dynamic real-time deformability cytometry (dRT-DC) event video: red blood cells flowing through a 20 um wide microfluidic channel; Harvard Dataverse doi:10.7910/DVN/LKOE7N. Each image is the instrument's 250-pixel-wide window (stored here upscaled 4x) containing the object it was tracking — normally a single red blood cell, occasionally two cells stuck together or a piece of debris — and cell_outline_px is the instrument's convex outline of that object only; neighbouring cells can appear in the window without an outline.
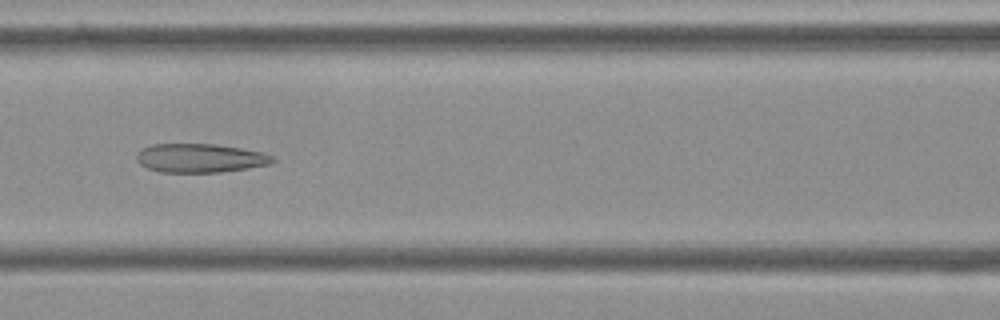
{"species": "Egyptian fruit bat (a non-hibernating species)", "species_latin": "Rousettus aegyptiacus", "temperature_condition": "cold", "stored_images_in_passage": 10, "camera_frame_rate_fps": 3000, "um_per_image_px": 0.085, "frame": {"image": 1, "passage_image": 7, "time_ms": 2.0, "image_size_px": [1000, 320], "cell_outline_px": [[276, 160], [268, 164], [248, 168], [220, 172], [160, 172], [148, 168], [140, 164], [136, 160], [136, 152], [140, 148], [152, 144], [216, 144], [240, 148], [260, 152], [272, 156]], "centroid_in_image_um": [16.94, 13.43], "position_along_channel_um": 149.7, "area_um2": 22.83}}
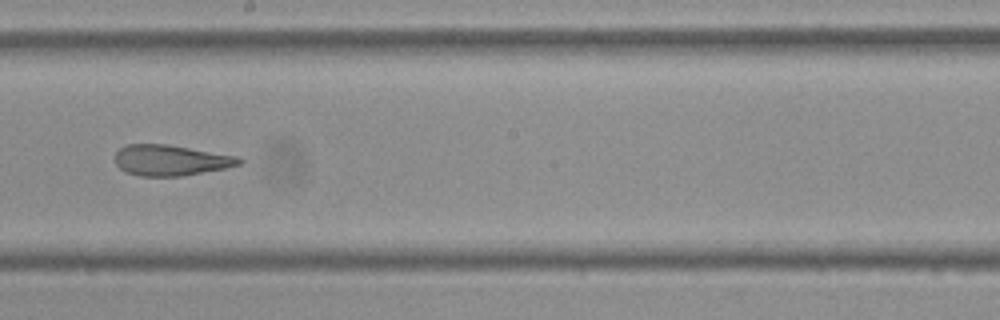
{"frame": {"image": 2, "passage_image": 9, "time_ms": 2.667, "image_size_px": [1000, 320], "cell_outline_px": [[244, 164], [184, 176], [140, 176], [124, 172], [116, 164], [116, 152], [120, 148], [128, 144], [164, 144], [236, 156], [244, 160]], "centroid_in_image_um": [14.51, 13.63], "position_along_channel_um": 233.7, "area_um2": 22.08}}
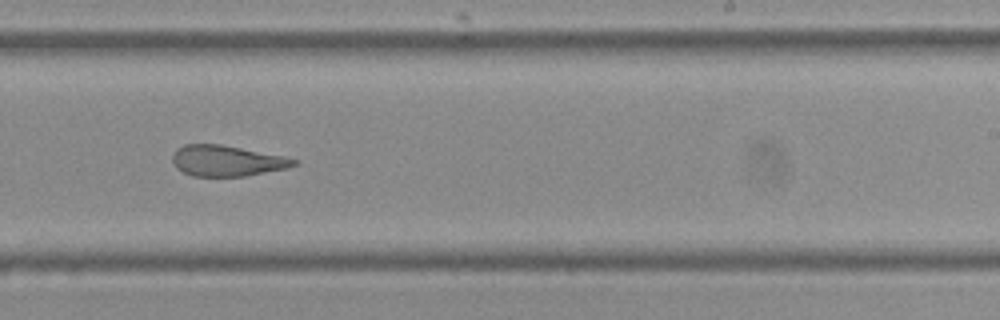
{"frame": {"image": 3, "passage_image": 10, "time_ms": 3.0, "image_size_px": [1000, 320], "cell_outline_px": [[300, 160], [296, 164], [288, 168], [244, 176], [192, 176], [176, 168], [172, 160], [172, 156], [176, 148], [184, 144], [220, 144], [284, 156]], "centroid_in_image_um": [19.27, 13.66], "position_along_channel_um": 269.7, "area_um2": 21.79}}